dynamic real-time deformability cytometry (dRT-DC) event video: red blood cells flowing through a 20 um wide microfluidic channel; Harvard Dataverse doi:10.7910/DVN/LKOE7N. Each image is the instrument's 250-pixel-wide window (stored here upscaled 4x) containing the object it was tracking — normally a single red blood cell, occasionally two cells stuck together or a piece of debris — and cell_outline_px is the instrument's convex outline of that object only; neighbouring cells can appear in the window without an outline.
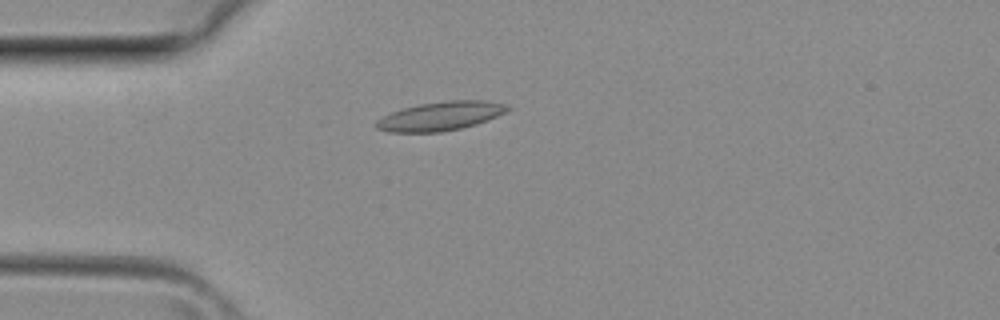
{"species": "common noctule bat (a hibernating species)", "species_latin": "Nyctalus noctula", "temperature_condition": "room temperature", "stored_images_in_passage": 32, "camera_frame_rate_fps": 3000, "um_per_image_px": 0.085, "animal": {"sex": "female", "body_mass_g": 29.2, "forearm_length_mm": 56.3}, "frame": {"image": 1, "passage_image": 4, "time_ms": 1.0, "image_size_px": [1000, 320], "cell_outline_px": [[512, 108], [496, 116], [476, 124], [460, 128], [440, 132], [388, 132], [376, 128], [376, 120], [392, 112], [404, 108], [420, 104], [448, 100], [488, 100], [508, 104]], "centroid_in_image_um": [37.47, 9.86], "position_along_channel_um": 47.5, "area_um2": 21.96}}
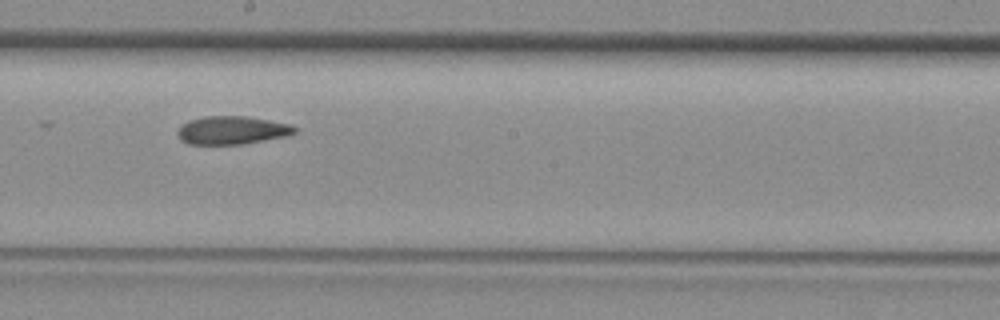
{"frame": {"image": 2, "passage_image": 15, "time_ms": 4.667, "image_size_px": [1000, 320], "cell_outline_px": [[296, 132], [284, 136], [240, 144], [188, 144], [180, 140], [180, 128], [184, 124], [192, 120], [204, 116], [248, 116], [288, 124], [296, 128]], "centroid_in_image_um": [19.72, 11.06], "position_along_channel_um": 228.5, "area_um2": 18.67}}
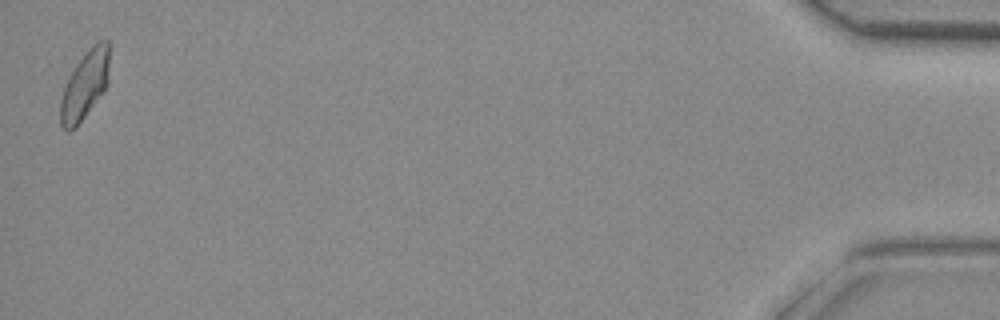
{"frame": {"image": 3, "passage_image": 32, "time_ms": 10.333, "image_size_px": [1000, 320], "cell_outline_px": [[108, 84], [76, 128], [68, 132], [60, 124], [60, 100], [64, 88], [76, 64], [88, 48], [96, 40], [108, 40]], "centroid_in_image_um": [7.2, 7.23], "position_along_channel_um": 428.0, "area_um2": 19.25}}